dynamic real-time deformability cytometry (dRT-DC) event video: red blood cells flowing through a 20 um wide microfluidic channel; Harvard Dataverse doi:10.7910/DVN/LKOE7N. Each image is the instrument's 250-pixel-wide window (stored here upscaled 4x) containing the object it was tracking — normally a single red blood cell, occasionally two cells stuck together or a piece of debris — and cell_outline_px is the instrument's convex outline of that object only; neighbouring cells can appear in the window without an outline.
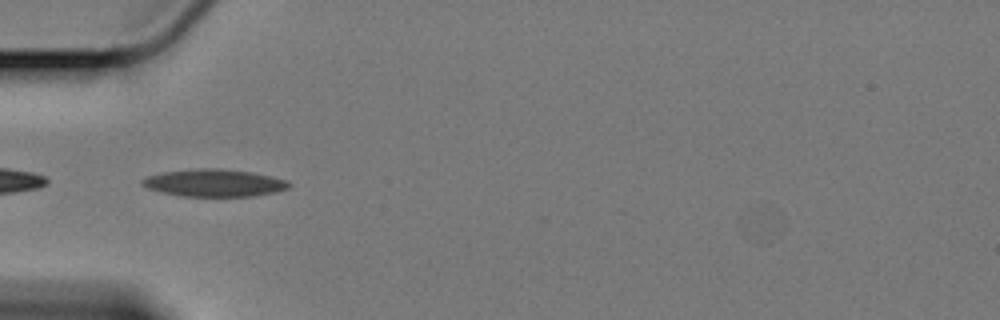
{"species": "Egyptian fruit bat (a non-hibernating species)", "species_latin": "Rousettus aegyptiacus", "temperature_condition": "cold", "stored_images_in_passage": 25, "camera_frame_rate_fps": 3000, "um_per_image_px": 0.085, "animal": {"sex": "female"}, "frame": {"image": 1, "passage_image": 1, "time_ms": 0.0, "image_size_px": [1000, 320], "cell_outline_px": [[292, 184], [288, 188], [276, 192], [252, 196], [180, 196], [160, 192], [148, 188], [140, 184], [140, 180], [148, 176], [164, 172], [200, 168], [220, 168], [252, 172], [272, 176], [288, 180]], "centroid_in_image_um": [18.22, 15.54], "position_along_channel_um": 66.8, "area_um2": 23.52}}
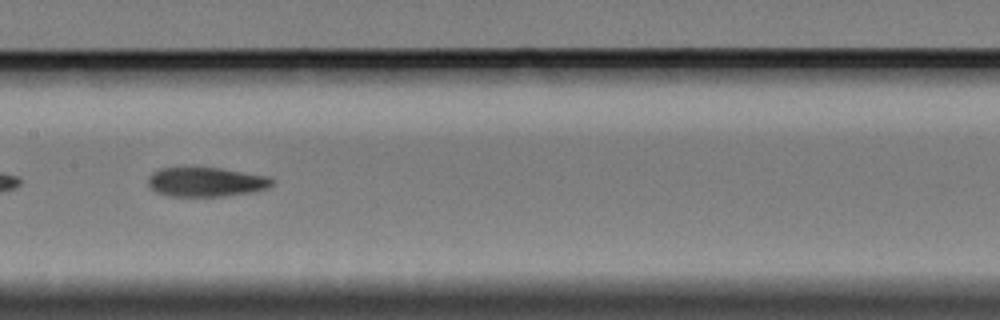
{"frame": {"image": 2, "passage_image": 12, "time_ms": 3.667, "image_size_px": [1000, 320], "cell_outline_px": [[276, 180], [272, 184], [264, 188], [252, 192], [224, 196], [168, 196], [156, 192], [148, 184], [148, 176], [152, 172], [160, 168], [192, 164], [220, 168], [268, 176]], "centroid_in_image_um": [17.44, 15.41], "position_along_channel_um": 190.0, "area_um2": 21.96}}
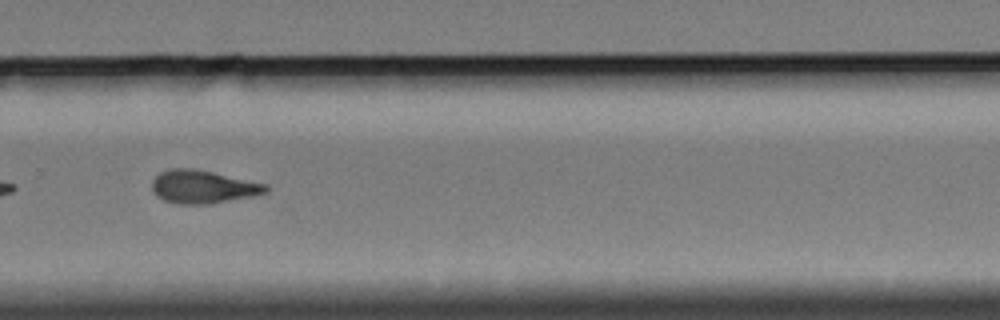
{"frame": {"image": 3, "passage_image": 23, "time_ms": 7.333, "image_size_px": [1000, 320], "cell_outline_px": [[268, 192], [252, 196], [208, 204], [180, 204], [164, 200], [156, 196], [152, 192], [152, 180], [160, 172], [172, 168], [192, 168], [212, 172], [268, 184]], "centroid_in_image_um": [17.23, 15.88], "position_along_channel_um": 312.6, "area_um2": 21.91}}